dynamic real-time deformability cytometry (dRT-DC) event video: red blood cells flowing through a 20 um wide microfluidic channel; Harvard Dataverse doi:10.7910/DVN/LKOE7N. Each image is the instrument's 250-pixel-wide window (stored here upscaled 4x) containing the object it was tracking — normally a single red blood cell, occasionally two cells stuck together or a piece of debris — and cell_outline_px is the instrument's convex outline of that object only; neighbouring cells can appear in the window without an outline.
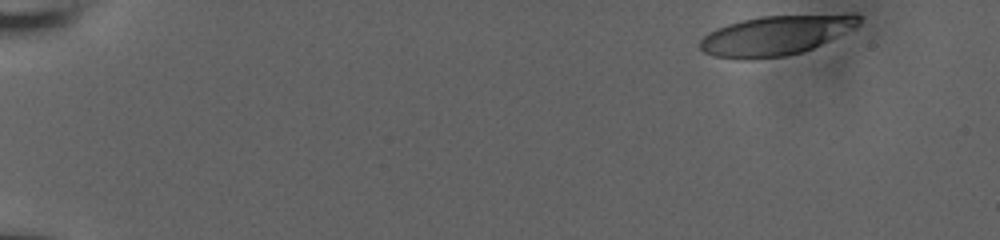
{"species": "human", "species_latin": "Homo sapiens", "temperature_condition": "room temperature", "stored_images_in_passage": 11, "camera_frame_rate_fps": 3000, "um_per_image_px": 0.085, "donor": {"sex": "male"}, "frame": {"image": 1, "passage_image": 1, "time_ms": 0.0, "image_size_px": [1000, 240], "cell_outline_px": [[860, 24], [812, 48], [800, 52], [784, 56], [716, 56], [704, 52], [700, 48], [700, 40], [708, 32], [716, 28], [740, 20], [760, 16], [852, 12], [856, 12], [860, 16]], "centroid_in_image_um": [66.02, 2.91], "position_along_channel_um": 19.0, "area_um2": 36.07}}
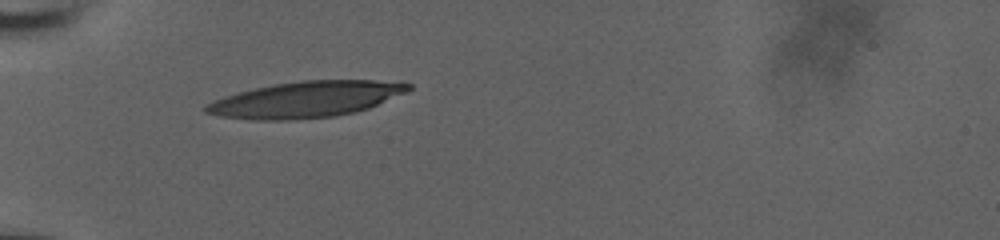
{"frame": {"image": 2, "passage_image": 7, "time_ms": 2.0, "image_size_px": [1000, 240], "cell_outline_px": [[412, 88], [408, 92], [368, 108], [336, 116], [292, 120], [252, 120], [220, 116], [204, 112], [204, 104], [224, 96], [256, 88], [276, 84], [300, 80], [404, 80], [412, 84]], "centroid_in_image_um": [26.07, 8.44], "position_along_channel_um": 58.9, "area_um2": 42.83}}
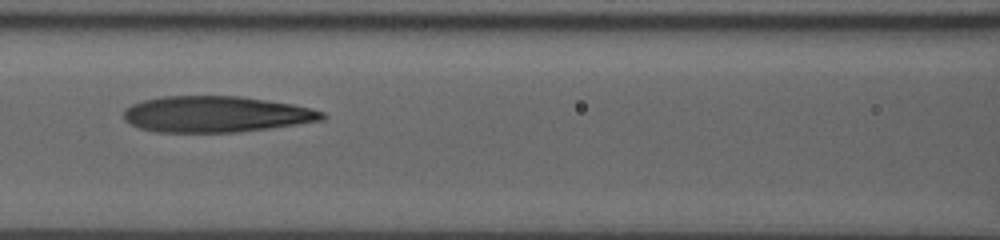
{"frame": {"image": 3, "passage_image": 10, "time_ms": 3.0, "image_size_px": [1000, 240], "cell_outline_px": [[328, 116], [324, 120], [268, 128], [236, 132], [156, 132], [140, 128], [128, 124], [124, 120], [124, 108], [132, 104], [144, 100], [160, 96], [240, 96], [268, 100], [292, 104], [312, 108], [324, 112]], "centroid_in_image_um": [18.35, 9.7], "position_along_channel_um": 148.3, "area_um2": 41.96}}